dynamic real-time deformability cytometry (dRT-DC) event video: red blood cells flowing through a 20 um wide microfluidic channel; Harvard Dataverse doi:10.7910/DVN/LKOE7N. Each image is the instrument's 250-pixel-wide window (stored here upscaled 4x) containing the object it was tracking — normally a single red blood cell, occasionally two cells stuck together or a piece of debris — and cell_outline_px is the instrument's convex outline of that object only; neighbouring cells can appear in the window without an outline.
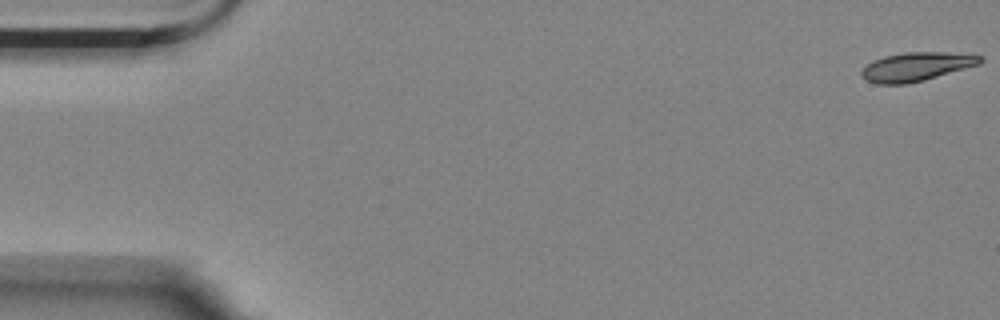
{"species": "Egyptian fruit bat (a non-hibernating species)", "species_latin": "Rousettus aegyptiacus", "temperature_condition": "room temperature", "stored_images_in_passage": 57, "camera_frame_rate_fps": 3000, "um_per_image_px": 0.085, "animal": {"sex": "female"}, "frame": {"image": 1, "passage_image": 1, "time_ms": 0.0, "image_size_px": [1000, 320], "cell_outline_px": [[984, 60], [980, 64], [924, 80], [908, 84], [876, 84], [864, 80], [860, 76], [860, 72], [872, 60], [884, 56], [904, 52], [944, 52], [980, 56]], "centroid_in_image_um": [77.83, 5.68], "position_along_channel_um": 7.2, "area_um2": 19.88}}
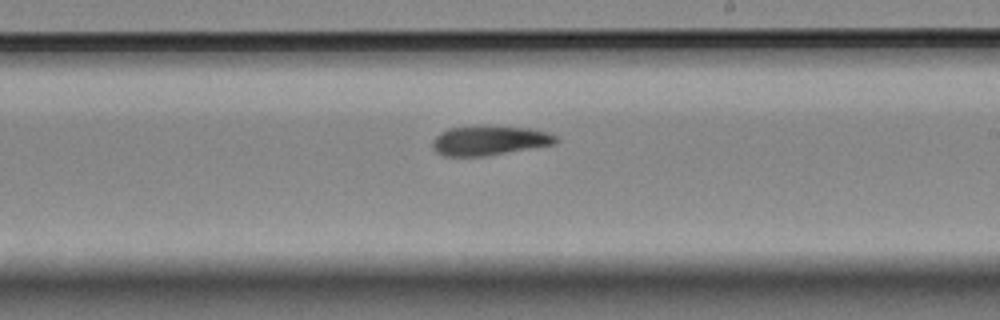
{"frame": {"image": 2, "passage_image": 33, "time_ms": 10.667, "image_size_px": [1000, 320], "cell_outline_px": [[560, 140], [552, 144], [484, 156], [444, 156], [436, 152], [432, 148], [432, 140], [440, 132], [448, 128], [528, 128], [544, 132], [556, 136]], "centroid_in_image_um": [41.52, 11.98], "position_along_channel_um": 247.5, "area_um2": 20.23}}
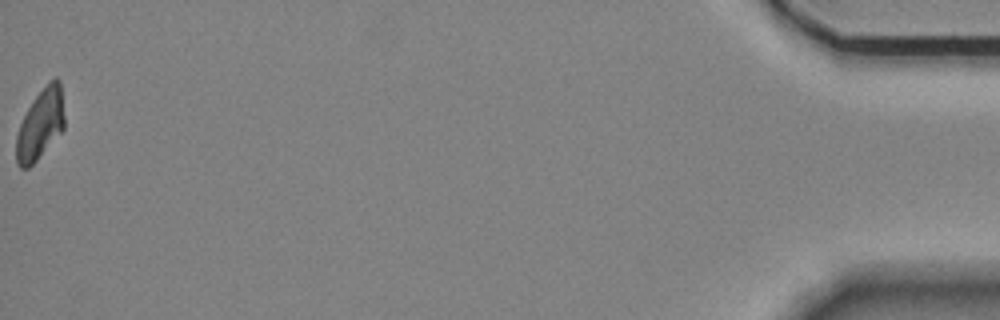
{"frame": {"image": 3, "passage_image": 57, "time_ms": 18.667, "image_size_px": [1000, 320], "cell_outline_px": [[64, 128], [36, 160], [28, 168], [20, 168], [16, 160], [16, 136], [20, 124], [28, 108], [36, 96], [48, 80], [56, 76], [60, 80], [64, 116]], "centroid_in_image_um": [3.43, 10.53], "position_along_channel_um": 431.8, "area_um2": 19.48}, "authors_computed_cell_mechanics": {"area_um2": 20.9814, "velocity_mm_per_s": 3.5239, "shape_relaxation_time_tau1_ms": 9.4024, "shape_relaxation_time_tau2_ms": 6.8989, "deformation_change_tau1": 0.2121, "deformation_change_tau2": 0.1369}}